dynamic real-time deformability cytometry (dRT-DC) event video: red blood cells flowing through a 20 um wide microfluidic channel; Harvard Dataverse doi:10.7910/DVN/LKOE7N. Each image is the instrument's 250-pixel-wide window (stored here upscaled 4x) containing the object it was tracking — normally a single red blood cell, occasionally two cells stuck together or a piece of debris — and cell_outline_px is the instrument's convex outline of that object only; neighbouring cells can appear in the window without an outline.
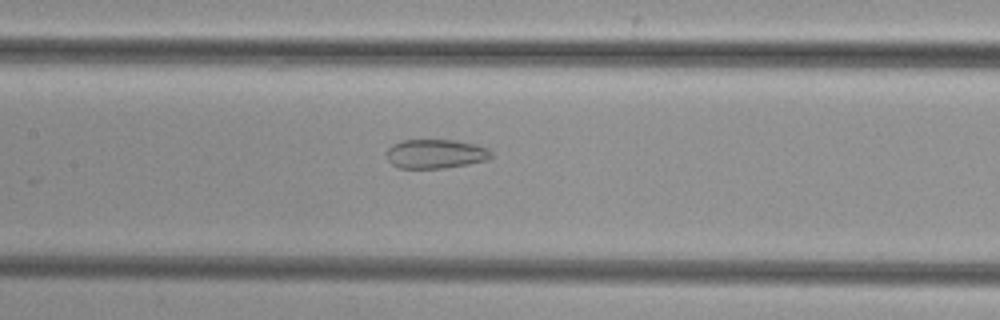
{"species": "common noctule bat (a hibernating species)", "species_latin": "Nyctalus noctula", "temperature_condition": "cold", "stored_images_in_passage": 52, "camera_frame_rate_fps": 3000, "um_per_image_px": 0.085, "animal": {"sex": "female", "body_mass_g": 29.2, "forearm_length_mm": 56.3}, "frame": {"image": 1, "passage_image": 25, "time_ms": 8.0, "image_size_px": [1000, 320], "cell_outline_px": [[492, 156], [488, 160], [468, 164], [444, 168], [400, 168], [392, 164], [388, 160], [388, 148], [392, 144], [404, 140], [456, 140], [476, 144], [488, 148], [492, 152]], "centroid_in_image_um": [37.06, 13.07], "position_along_channel_um": 170.3, "area_um2": 17.8}}
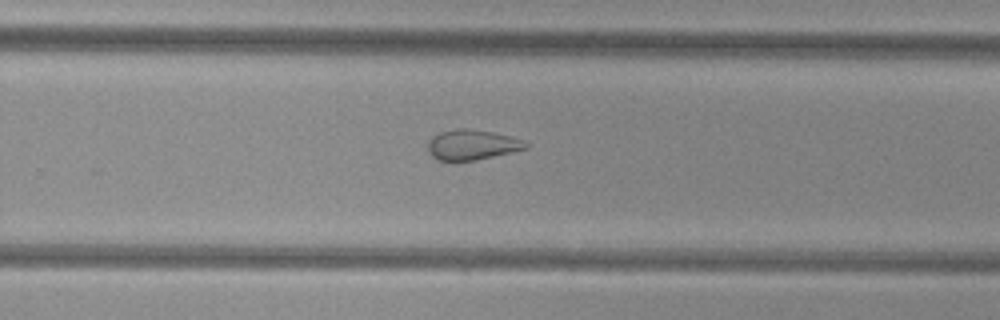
{"frame": {"image": 2, "passage_image": 34, "time_ms": 11.0, "image_size_px": [1000, 320], "cell_outline_px": [[528, 148], [512, 152], [476, 160], [452, 164], [440, 160], [432, 156], [428, 152], [428, 140], [432, 136], [440, 132], [460, 128], [468, 128], [492, 132], [512, 136], [528, 144]], "centroid_in_image_um": [40.07, 12.34], "position_along_channel_um": 289.7, "area_um2": 17.63}}
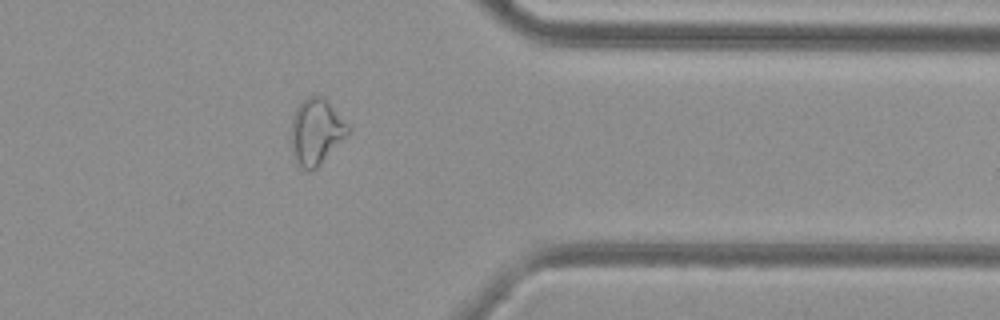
{"frame": {"image": 3, "passage_image": 42, "time_ms": 13.667, "image_size_px": [1000, 320], "cell_outline_px": [[348, 132], [320, 164], [312, 172], [296, 164], [292, 148], [292, 116], [296, 108], [308, 96], [324, 96], [348, 124]], "centroid_in_image_um": [26.85, 11.17], "position_along_channel_um": 384.5, "area_um2": 21.33}}